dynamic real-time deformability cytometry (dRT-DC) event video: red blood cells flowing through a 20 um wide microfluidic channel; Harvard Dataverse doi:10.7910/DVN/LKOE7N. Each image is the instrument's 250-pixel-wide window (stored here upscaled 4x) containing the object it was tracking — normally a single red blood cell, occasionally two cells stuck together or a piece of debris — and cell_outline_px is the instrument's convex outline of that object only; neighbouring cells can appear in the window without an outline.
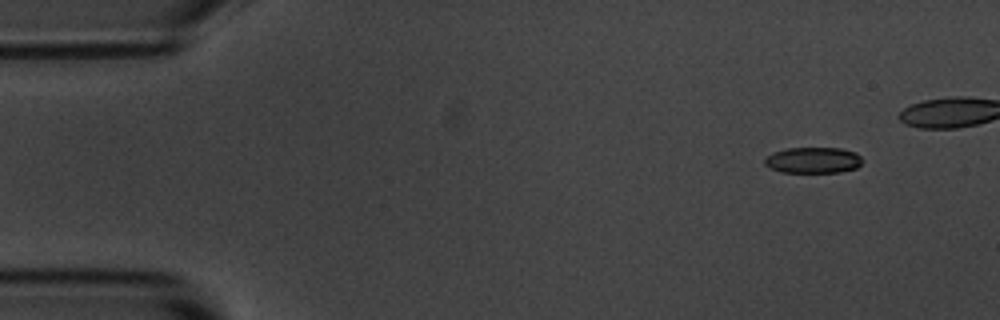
{"species": "common noctule bat (a hibernating species)", "species_latin": "Nyctalus noctula", "temperature_condition": "room temperature", "stored_images_in_passage": 5, "camera_frame_rate_fps": 3000, "um_per_image_px": 0.085, "animal": {"sex": "male", "body_mass_g": 20.1, "forearm_length_mm": 53.5}, "frame": {"image": 1, "passage_image": 1, "time_ms": 0.0, "image_size_px": [1000, 320], "cell_outline_px": [[864, 160], [856, 168], [840, 172], [780, 172], [768, 168], [764, 164], [764, 156], [772, 152], [788, 148], [840, 148], [856, 152]], "centroid_in_image_um": [69.08, 13.61], "position_along_channel_um": 15.9, "area_um2": 15.03}}